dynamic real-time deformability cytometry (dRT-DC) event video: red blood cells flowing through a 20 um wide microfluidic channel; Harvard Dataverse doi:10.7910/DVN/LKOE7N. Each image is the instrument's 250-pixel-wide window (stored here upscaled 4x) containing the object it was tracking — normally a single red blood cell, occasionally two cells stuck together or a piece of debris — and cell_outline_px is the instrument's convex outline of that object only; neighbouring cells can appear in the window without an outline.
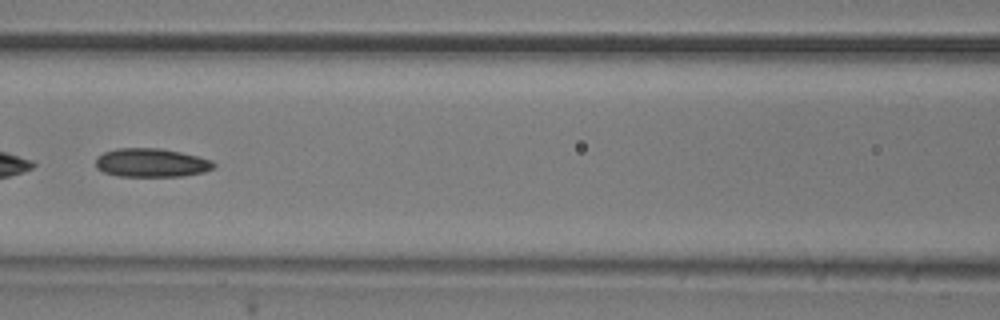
{"species": "common noctule bat (a hibernating species)", "species_latin": "Nyctalus noctula", "temperature_condition": "room temperature", "stored_images_in_passage": 50, "camera_frame_rate_fps": 3000, "um_per_image_px": 0.085, "animal": {"sex": "male", "body_mass_g": 20.5, "forearm_length_mm": 52.5}, "frame": {"image": 1, "passage_image": 22, "time_ms": 7.0, "image_size_px": [1000, 320], "cell_outline_px": [[216, 164], [212, 168], [204, 172], [184, 176], [120, 176], [104, 172], [96, 168], [96, 156], [104, 152], [116, 148], [160, 148], [180, 152], [212, 160]], "centroid_in_image_um": [12.85, 13.83], "position_along_channel_um": 153.8, "area_um2": 19.71}}